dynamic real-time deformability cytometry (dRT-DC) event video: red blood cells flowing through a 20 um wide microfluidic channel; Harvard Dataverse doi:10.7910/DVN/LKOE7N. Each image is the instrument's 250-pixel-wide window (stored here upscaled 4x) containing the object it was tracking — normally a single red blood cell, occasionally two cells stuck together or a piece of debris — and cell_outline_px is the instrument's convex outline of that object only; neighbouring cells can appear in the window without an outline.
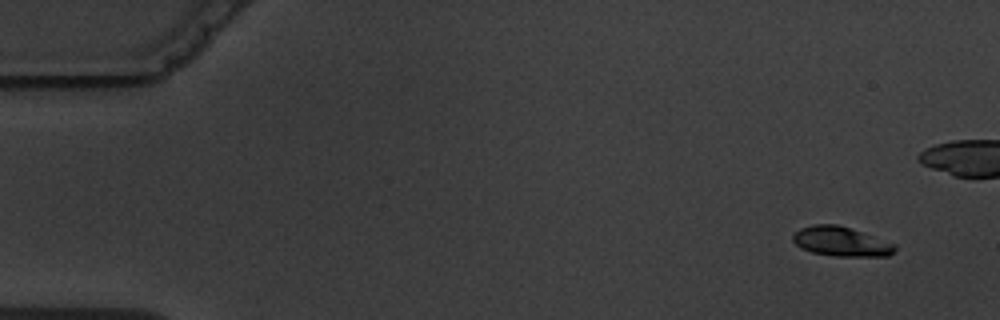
{"species": "common noctule bat (a hibernating species)", "species_latin": "Nyctalus noctula", "temperature_condition": "warm", "stored_images_in_passage": 6, "camera_frame_rate_fps": 3000, "um_per_image_px": 0.085, "animal": {"sex": "male", "body_mass_g": 19.5, "forearm_length_mm": 54.6}, "frame": {"image": 1, "passage_image": 1, "time_ms": 0.0, "image_size_px": [1000, 320], "cell_outline_px": [[896, 248], [888, 256], [832, 256], [812, 252], [800, 248], [792, 240], [792, 236], [800, 228], [812, 224], [836, 224], [896, 244]], "centroid_in_image_um": [71.45, 20.54], "position_along_channel_um": 13.6, "area_um2": 17.34}}